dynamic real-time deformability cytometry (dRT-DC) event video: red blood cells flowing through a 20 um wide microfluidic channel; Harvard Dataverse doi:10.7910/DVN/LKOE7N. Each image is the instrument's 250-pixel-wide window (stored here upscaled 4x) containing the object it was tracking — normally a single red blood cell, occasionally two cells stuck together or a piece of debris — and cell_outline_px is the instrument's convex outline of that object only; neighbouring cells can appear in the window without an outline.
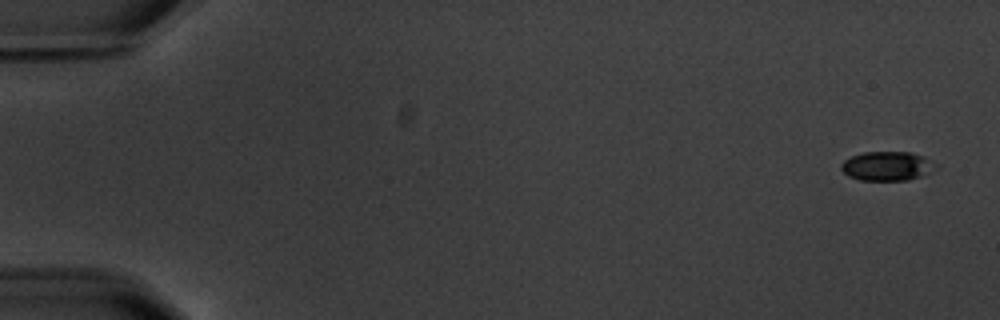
{"species": "common noctule bat (a hibernating species)", "species_latin": "Nyctalus noctula", "temperature_condition": "warm", "stored_images_in_passage": 8, "camera_frame_rate_fps": 3000, "um_per_image_px": 0.085, "animal": {"sex": "male", "body_mass_g": 20.1, "forearm_length_mm": 53.5}, "frame": {"image": 1, "passage_image": 1, "time_ms": 0.0, "image_size_px": [1000, 320], "cell_outline_px": [[940, 168], [924, 176], [908, 180], [860, 180], [848, 176], [840, 168], [840, 164], [844, 160], [852, 156], [864, 152], [912, 152], [924, 156], [940, 164]], "centroid_in_image_um": [75.5, 14.12], "position_along_channel_um": 9.5, "area_um2": 16.53}}
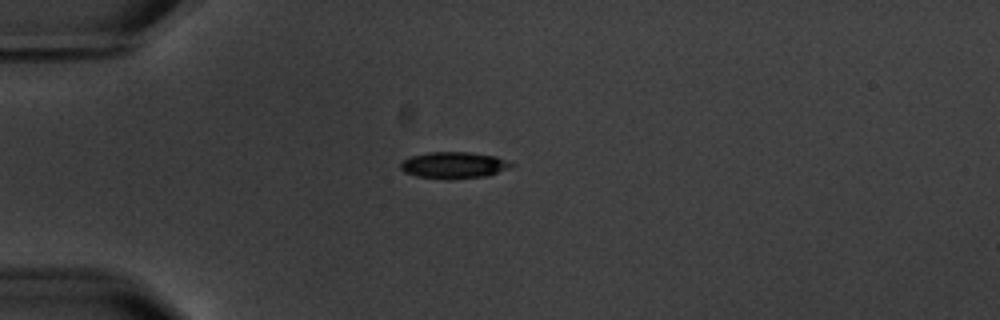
{"frame": {"image": 2, "passage_image": 5, "time_ms": 4.667, "image_size_px": [1000, 320], "cell_outline_px": [[516, 164], [508, 168], [484, 176], [452, 180], [444, 180], [416, 176], [404, 172], [400, 168], [400, 164], [404, 160], [412, 156], [428, 152], [468, 152], [496, 156]], "centroid_in_image_um": [38.55, 14.05], "position_along_channel_um": 46.5, "area_um2": 17.17}}
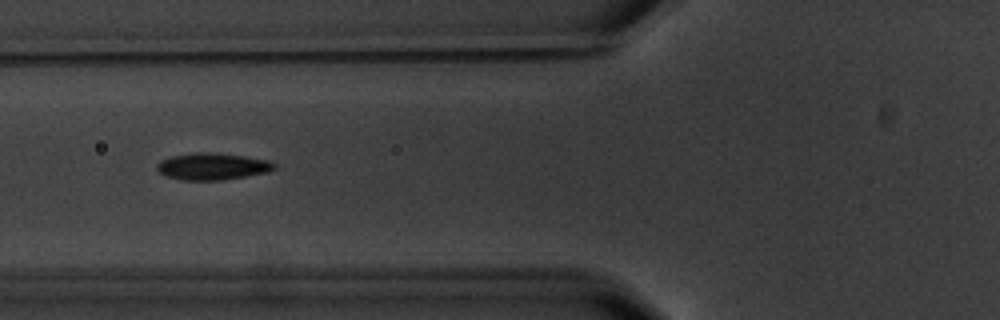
{"frame": {"image": 3, "passage_image": 7, "time_ms": 7.0, "image_size_px": [1000, 320], "cell_outline_px": [[276, 168], [268, 172], [220, 180], [180, 180], [168, 176], [160, 172], [156, 168], [156, 164], [160, 160], [172, 156], [196, 152], [212, 152], [244, 156], [268, 160], [276, 164]], "centroid_in_image_um": [18.04, 14.14], "position_along_channel_um": 107.8, "area_um2": 18.26}}